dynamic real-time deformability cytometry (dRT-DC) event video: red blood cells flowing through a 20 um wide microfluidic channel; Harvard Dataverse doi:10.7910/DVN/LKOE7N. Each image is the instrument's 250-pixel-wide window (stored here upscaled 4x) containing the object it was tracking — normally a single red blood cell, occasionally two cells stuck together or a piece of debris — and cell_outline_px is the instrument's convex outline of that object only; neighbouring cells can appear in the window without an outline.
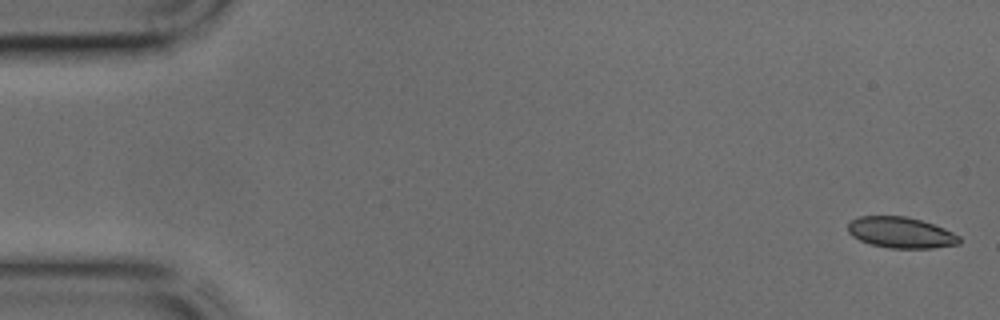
{"species": "common noctule bat (a hibernating species)", "species_latin": "Nyctalus noctula", "temperature_condition": "cold", "stored_images_in_passage": 45, "segment_of_instrument_passage": [1, 2], "camera_frame_rate_fps": 3000, "um_per_image_px": 0.085, "animal": {"sex": "male", "body_mass_g": 17.9, "forearm_length_mm": 54.2}, "frame": {"image": 1, "passage_image": 1, "time_ms": 0.0, "image_size_px": [1000, 320], "cell_outline_px": [[960, 244], [932, 248], [892, 248], [872, 244], [860, 240], [852, 236], [848, 232], [848, 224], [852, 220], [860, 216], [908, 216], [944, 228], [960, 236]], "centroid_in_image_um": [76.58, 19.76], "position_along_channel_um": 8.4, "area_um2": 20.0}}
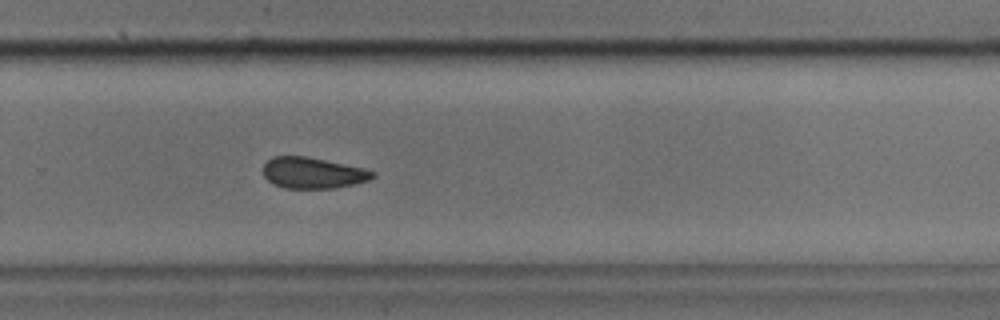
{"frame": {"image": 2, "passage_image": 29, "time_ms": 9.333, "image_size_px": [1000, 320], "cell_outline_px": [[376, 176], [368, 180], [336, 188], [284, 188], [272, 184], [264, 176], [264, 164], [272, 156], [304, 156], [364, 168], [376, 172]], "centroid_in_image_um": [26.58, 14.7], "position_along_channel_um": 303.2, "area_um2": 19.71}}
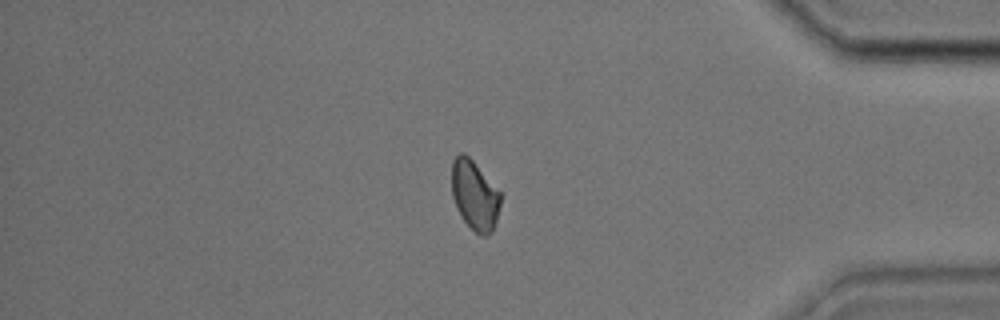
{"frame": {"image": 3, "passage_image": 37, "time_ms": 12.0, "image_size_px": [1000, 320], "cell_outline_px": [[500, 204], [496, 220], [492, 232], [484, 236], [480, 236], [464, 220], [456, 208], [452, 196], [452, 160], [460, 152], [464, 152], [472, 160], [500, 192]], "centroid_in_image_um": [40.33, 16.59], "position_along_channel_um": 394.9, "area_um2": 19.54}}